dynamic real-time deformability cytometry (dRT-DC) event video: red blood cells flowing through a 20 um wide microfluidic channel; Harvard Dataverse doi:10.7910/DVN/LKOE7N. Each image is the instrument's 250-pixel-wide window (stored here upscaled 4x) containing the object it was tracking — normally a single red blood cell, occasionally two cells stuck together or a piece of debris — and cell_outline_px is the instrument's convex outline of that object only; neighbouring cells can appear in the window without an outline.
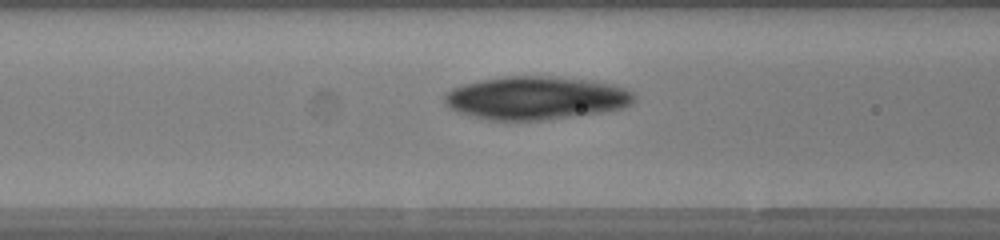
{"species": "human", "species_latin": "Homo sapiens", "temperature_condition": "warm", "stored_images_in_passage": 43, "camera_frame_rate_fps": 3000, "um_per_image_px": 0.085, "donor": {"sex": "female"}, "frame": {"image": 1, "passage_image": 15, "time_ms": 4.667, "image_size_px": [1000, 240], "cell_outline_px": [[636, 100], [632, 104], [624, 108], [604, 112], [544, 120], [488, 120], [468, 116], [456, 112], [448, 108], [444, 104], [444, 96], [452, 88], [464, 84], [480, 80], [504, 76], [540, 76], [580, 80], [608, 84], [624, 88], [632, 92], [636, 96]], "centroid_in_image_um": [45.5, 8.35], "position_along_channel_um": 121.1, "area_um2": 47.63}}
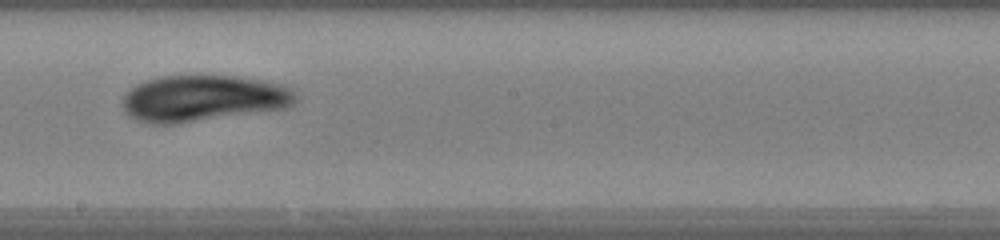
{"frame": {"image": 2, "passage_image": 23, "time_ms": 7.333, "image_size_px": [1000, 240], "cell_outline_px": [[300, 100], [296, 104], [288, 108], [180, 124], [152, 124], [128, 116], [124, 108], [124, 96], [136, 84], [148, 80], [164, 76], [236, 76], [260, 80], [280, 84], [296, 92]], "centroid_in_image_um": [17.34, 8.38], "position_along_channel_um": 230.9, "area_um2": 46.93}}
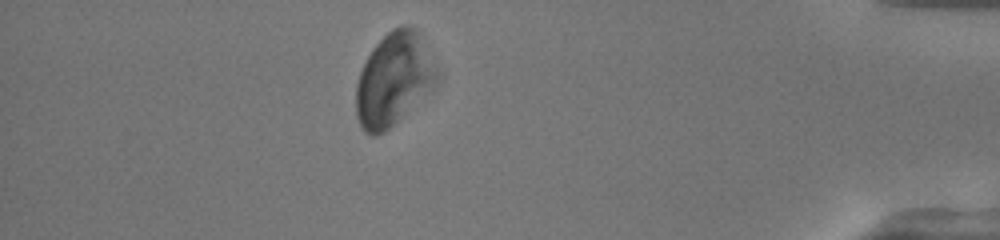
{"frame": {"image": 3, "passage_image": 39, "time_ms": 12.667, "image_size_px": [1000, 240], "cell_outline_px": [[444, 80], [436, 88], [384, 132], [376, 136], [372, 136], [364, 132], [356, 116], [356, 84], [360, 72], [372, 48], [392, 28], [400, 24], [408, 24], [416, 28], [440, 68], [444, 76]], "centroid_in_image_um": [33.57, 6.73], "position_along_channel_um": 401.6, "area_um2": 45.03}, "authors_computed_cell_mechanics": {"area_um2": 46.5868, "velocity_mm_per_s": 4.1349, "shape_relaxation_time_tau1_ms": 1.4347, "shape_relaxation_time_tau2_ms": 2.5796, "deformation_change_tau1": 0.0899, "deformation_change_tau2": 0.0979}}